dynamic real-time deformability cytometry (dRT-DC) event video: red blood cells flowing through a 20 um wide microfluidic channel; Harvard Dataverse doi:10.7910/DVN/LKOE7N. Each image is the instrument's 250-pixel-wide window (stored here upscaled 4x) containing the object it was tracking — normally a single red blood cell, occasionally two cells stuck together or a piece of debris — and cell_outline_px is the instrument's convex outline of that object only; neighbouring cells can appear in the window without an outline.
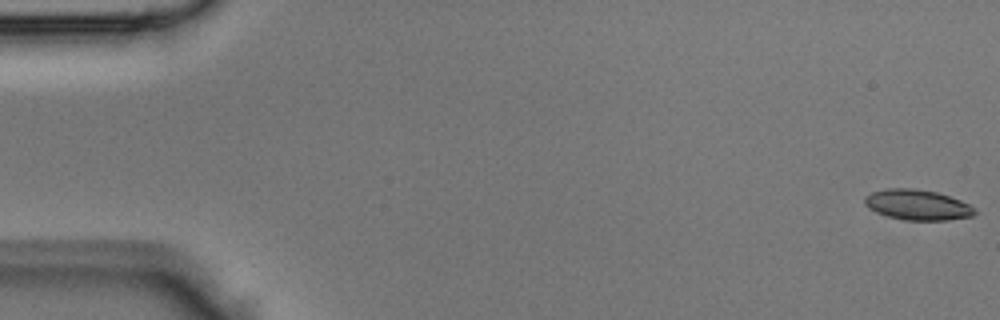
{"species": "Egyptian fruit bat (a non-hibernating species)", "species_latin": "Rousettus aegyptiacus", "temperature_condition": "room temperature", "stored_images_in_passage": 44, "camera_frame_rate_fps": 3000, "um_per_image_px": 0.085, "animal": {"sex": "male"}, "frame": {"image": 1, "passage_image": 1, "time_ms": 0.0, "image_size_px": [1000, 320], "cell_outline_px": [[976, 212], [972, 216], [948, 220], [904, 220], [888, 216], [876, 212], [868, 208], [864, 204], [864, 196], [872, 192], [884, 188], [916, 188], [936, 192], [960, 200], [968, 204]], "centroid_in_image_um": [77.92, 17.4], "position_along_channel_um": 7.1, "area_um2": 19.48}}
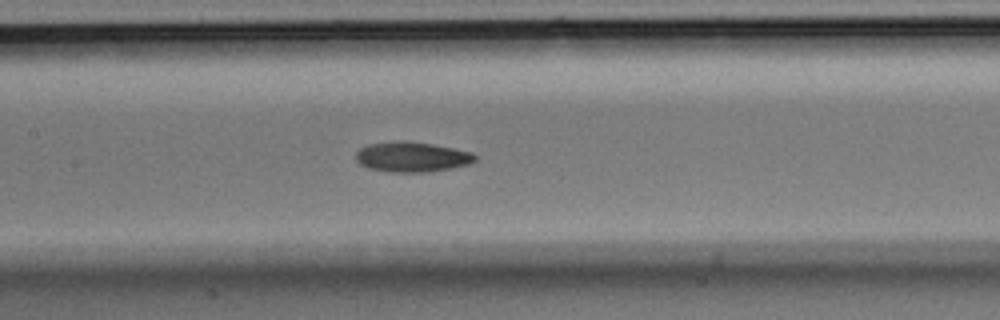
{"frame": {"image": 2, "passage_image": 21, "time_ms": 6.667, "image_size_px": [1000, 320], "cell_outline_px": [[476, 160], [468, 164], [428, 172], [388, 172], [368, 168], [360, 164], [356, 160], [356, 152], [360, 148], [368, 144], [396, 140], [404, 140], [432, 144], [472, 152], [476, 156]], "centroid_in_image_um": [34.97, 13.33], "position_along_channel_um": 172.4, "area_um2": 20.92}}
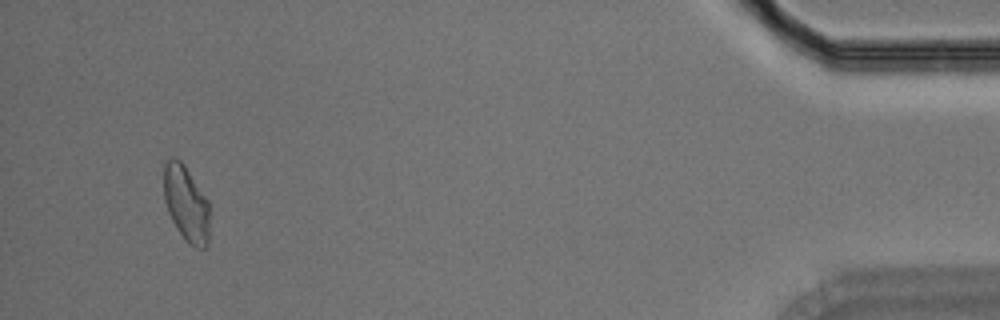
{"frame": {"image": 3, "passage_image": 42, "time_ms": 13.667, "image_size_px": [1000, 320], "cell_outline_px": [[208, 244], [204, 248], [196, 248], [188, 244], [176, 228], [168, 212], [164, 200], [164, 164], [172, 156], [176, 156], [184, 164], [208, 200]], "centroid_in_image_um": [15.81, 17.29], "position_along_channel_um": 419.4, "area_um2": 20.23}}